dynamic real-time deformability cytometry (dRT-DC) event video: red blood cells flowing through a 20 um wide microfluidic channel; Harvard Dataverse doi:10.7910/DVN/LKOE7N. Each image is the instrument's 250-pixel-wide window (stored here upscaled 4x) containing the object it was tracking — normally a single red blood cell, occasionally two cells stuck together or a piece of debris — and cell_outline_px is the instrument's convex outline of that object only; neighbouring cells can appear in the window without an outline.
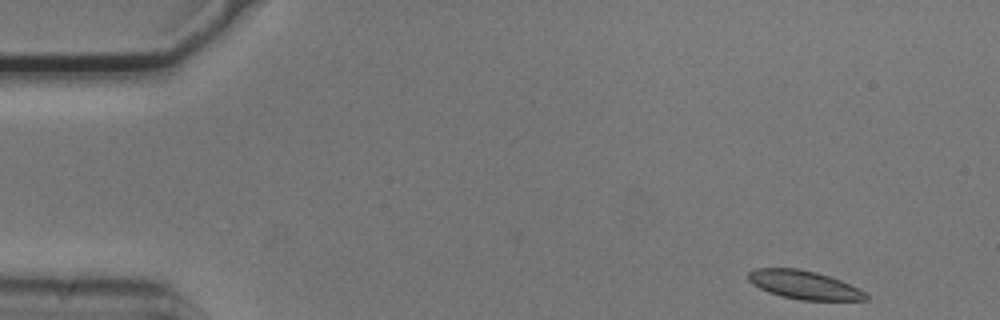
{"species": "common noctule bat (a hibernating species)", "species_latin": "Nyctalus noctula", "temperature_condition": "cold", "stored_images_in_passage": 39, "camera_frame_rate_fps": 3000, "um_per_image_px": 0.085, "animal": {"sex": "male", "body_mass_g": 20.5, "forearm_length_mm": 52.5}, "frame": {"image": 1, "passage_image": 1, "time_ms": 0.0, "image_size_px": [1000, 320], "cell_outline_px": [[868, 300], [800, 300], [780, 296], [768, 292], [752, 284], [748, 280], [748, 272], [756, 268], [796, 268], [816, 272], [840, 280], [860, 288], [868, 296]], "centroid_in_image_um": [68.34, 24.22], "position_along_channel_um": 16.7, "area_um2": 19.54}}
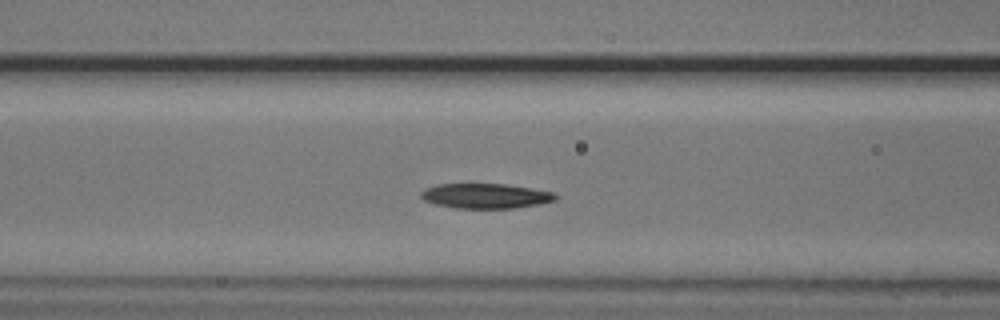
{"frame": {"image": 2, "passage_image": 18, "time_ms": 5.667, "image_size_px": [1000, 320], "cell_outline_px": [[560, 196], [556, 200], [540, 204], [512, 208], [456, 208], [436, 204], [424, 200], [420, 196], [420, 192], [428, 188], [440, 184], [504, 184], [532, 188], [552, 192]], "centroid_in_image_um": [41.32, 16.65], "position_along_channel_um": 125.3, "area_um2": 19.42}}
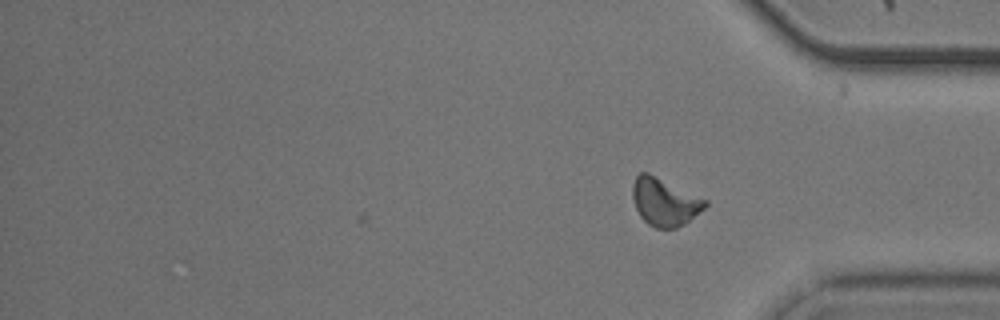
{"frame": {"image": 3, "passage_image": 39, "time_ms": 12.667, "image_size_px": [1000, 320], "cell_outline_px": [[708, 204], [704, 208], [684, 224], [676, 228], [656, 228], [648, 224], [640, 216], [636, 208], [632, 196], [632, 184], [636, 176], [640, 172], [648, 172], [708, 200]], "centroid_in_image_um": [56.48, 17.15], "position_along_channel_um": 378.7, "area_um2": 20.11}, "authors_computed_cell_mechanics": {"area_um2": 20.1144, "velocity_mm_per_s": 3.7029, "shape_relaxation_time_tau1_ms": 2.7826, "shape_relaxation_time_tau2_ms": null, "deformation_change_tau1": 0.111, "deformation_change_tau2": null}}